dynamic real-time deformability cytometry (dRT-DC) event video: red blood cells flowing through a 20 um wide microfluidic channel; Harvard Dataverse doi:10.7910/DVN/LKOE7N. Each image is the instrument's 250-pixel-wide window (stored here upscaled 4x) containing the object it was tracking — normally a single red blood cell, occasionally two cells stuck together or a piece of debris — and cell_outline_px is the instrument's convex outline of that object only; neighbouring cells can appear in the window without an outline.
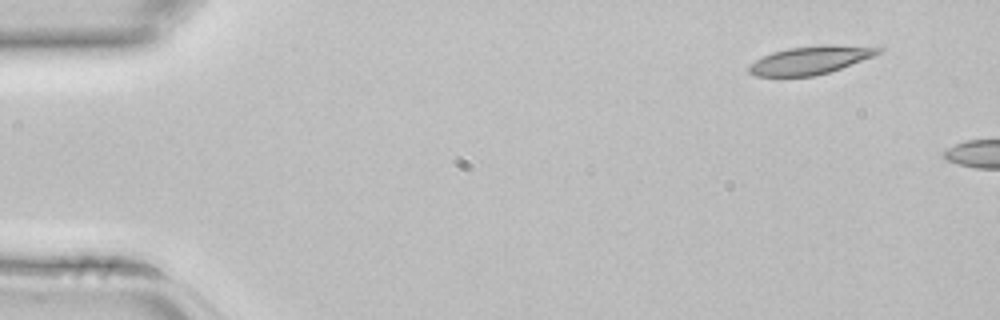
{"species": "common noctule bat (a hibernating species)", "species_latin": "Nyctalus noctula", "temperature_condition": "room temperature", "stored_images_in_passage": 5, "camera_frame_rate_fps": 3000, "um_per_image_px": 0.085, "animal": {"sex": "female", "body_mass_g": 22.7, "forearm_length_mm": 54.2}, "frame": {"image": 1, "passage_image": 1, "time_ms": 0.0, "image_size_px": [1000, 320], "cell_outline_px": [[884, 48], [880, 52], [872, 56], [840, 68], [828, 72], [812, 76], [756, 76], [748, 72], [748, 64], [772, 52], [788, 48], [820, 44], [836, 44]], "centroid_in_image_um": [68.84, 5.09], "position_along_channel_um": 16.2, "area_um2": 21.04}}